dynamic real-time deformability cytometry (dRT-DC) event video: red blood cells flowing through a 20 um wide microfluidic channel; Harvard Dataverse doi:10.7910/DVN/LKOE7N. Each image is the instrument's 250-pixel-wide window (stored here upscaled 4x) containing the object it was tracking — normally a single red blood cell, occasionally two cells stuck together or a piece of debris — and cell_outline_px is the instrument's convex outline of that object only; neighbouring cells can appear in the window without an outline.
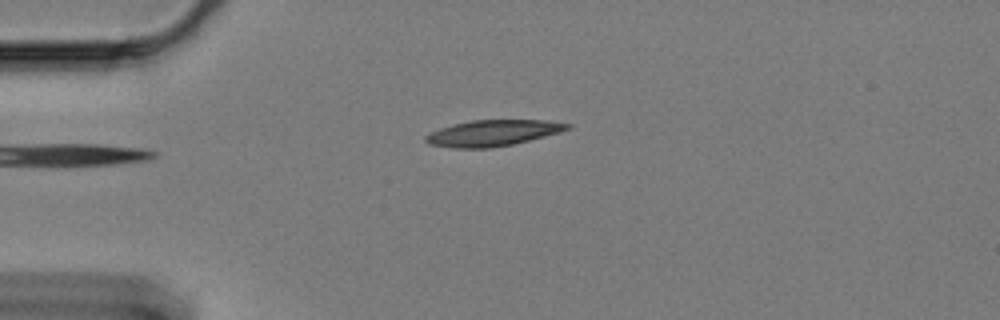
{"species": "Egyptian fruit bat (a non-hibernating species)", "species_latin": "Rousettus aegyptiacus", "temperature_condition": "cold", "stored_images_in_passage": 46, "camera_frame_rate_fps": 3000, "um_per_image_px": 0.085, "animal": {"sex": "female"}, "frame": {"image": 1, "passage_image": 1, "time_ms": 0.0, "image_size_px": [1000, 320], "cell_outline_px": [[572, 124], [568, 128], [560, 132], [512, 144], [488, 148], [456, 148], [432, 144], [424, 140], [424, 136], [440, 128], [472, 120], [544, 120]], "centroid_in_image_um": [41.88, 11.3], "position_along_channel_um": 43.1, "area_um2": 21.04}}
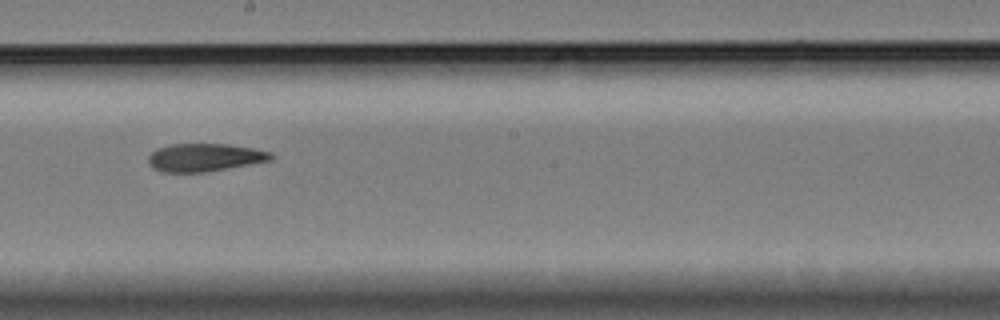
{"frame": {"image": 2, "passage_image": 20, "time_ms": 6.333, "image_size_px": [1000, 320], "cell_outline_px": [[276, 156], [272, 160], [208, 172], [164, 172], [152, 168], [148, 160], [148, 156], [156, 148], [172, 144], [228, 144], [252, 148], [272, 152]], "centroid_in_image_um": [17.42, 13.38], "position_along_channel_um": 230.8, "area_um2": 20.11}}
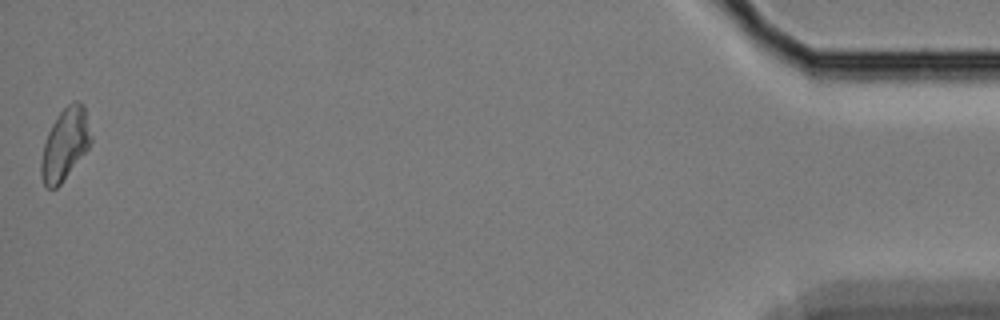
{"frame": {"image": 3, "passage_image": 46, "time_ms": 15.0, "image_size_px": [1000, 320], "cell_outline_px": [[92, 140], [88, 148], [60, 184], [56, 188], [44, 188], [40, 176], [40, 160], [44, 144], [48, 132], [56, 116], [68, 104], [76, 100], [84, 104], [92, 136]], "centroid_in_image_um": [5.51, 12.26], "position_along_channel_um": 429.7, "area_um2": 20.87}, "authors_computed_cell_mechanics": {"area_um2": 20.7502, "velocity_mm_per_s": 3.3249, "shape_relaxation_time_tau1_ms": 5.1898, "shape_relaxation_time_tau2_ms": null, "deformation_change_tau1": 0.1557, "deformation_change_tau2": null}}